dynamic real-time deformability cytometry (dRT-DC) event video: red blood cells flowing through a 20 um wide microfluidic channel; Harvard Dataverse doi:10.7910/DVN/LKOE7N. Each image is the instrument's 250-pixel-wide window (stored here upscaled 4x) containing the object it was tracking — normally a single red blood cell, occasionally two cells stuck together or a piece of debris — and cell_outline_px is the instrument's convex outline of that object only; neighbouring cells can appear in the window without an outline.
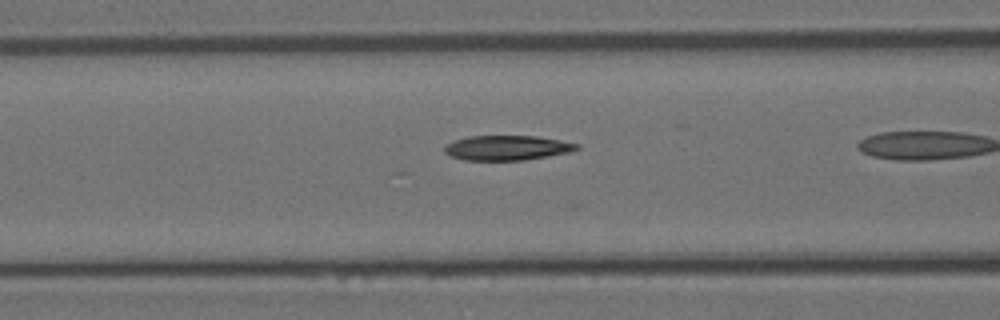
{"species": "Egyptian fruit bat (a non-hibernating species)", "species_latin": "Rousettus aegyptiacus", "temperature_condition": "room temperature", "stored_images_in_passage": 25, "camera_frame_rate_fps": 3000, "um_per_image_px": 0.085, "animal": {"sex": "female"}, "frame": {"image": 1, "passage_image": 5, "time_ms": 1.333, "image_size_px": [1000, 320], "cell_outline_px": [[580, 148], [568, 152], [524, 160], [464, 160], [452, 156], [444, 152], [444, 148], [448, 144], [456, 140], [468, 136], [536, 136], [560, 140], [580, 144]], "centroid_in_image_um": [43.11, 12.56], "position_along_channel_um": 123.5, "area_um2": 18.9}}